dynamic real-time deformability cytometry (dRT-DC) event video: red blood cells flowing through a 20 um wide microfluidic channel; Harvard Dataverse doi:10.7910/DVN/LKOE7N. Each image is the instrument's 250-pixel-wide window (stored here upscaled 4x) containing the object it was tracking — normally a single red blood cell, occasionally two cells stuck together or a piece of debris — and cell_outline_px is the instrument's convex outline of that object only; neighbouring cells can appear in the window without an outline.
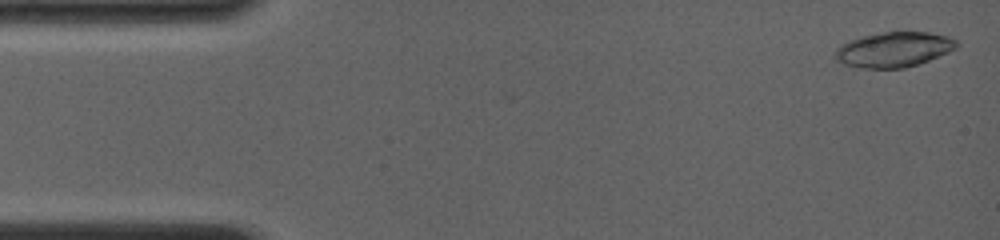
{"species": "common noctule bat (a hibernating species)", "species_latin": "Nyctalus noctula", "temperature_condition": "room temperature", "stored_images_in_passage": 11, "camera_frame_rate_fps": 4000, "um_per_image_px": 0.085, "animal": {"sex": "female", "body_mass_g": 19.0, "forearm_length_mm": 56.7}, "frame": {"image": 1, "passage_image": 2, "time_ms": 0.25, "image_size_px": [1000, 240], "cell_outline_px": [[956, 48], [928, 60], [904, 68], [864, 68], [844, 64], [836, 60], [832, 56], [836, 48], [840, 44], [848, 40], [864, 36], [884, 32], [928, 32], [948, 36], [956, 40]], "centroid_in_image_um": [75.91, 4.21], "position_along_channel_um": 9.1, "area_um2": 24.62}}
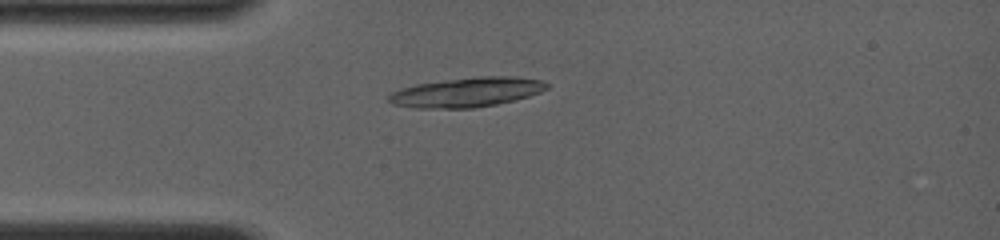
{"frame": {"image": 2, "passage_image": 10, "time_ms": 3.75, "image_size_px": [1000, 240], "cell_outline_px": [[552, 84], [548, 88], [540, 92], [528, 96], [496, 104], [472, 108], [412, 108], [392, 104], [388, 100], [388, 96], [392, 92], [400, 88], [416, 84], [480, 76], [516, 76], [544, 80]], "centroid_in_image_um": [39.7, 7.83], "position_along_channel_um": 45.3, "area_um2": 27.28}}